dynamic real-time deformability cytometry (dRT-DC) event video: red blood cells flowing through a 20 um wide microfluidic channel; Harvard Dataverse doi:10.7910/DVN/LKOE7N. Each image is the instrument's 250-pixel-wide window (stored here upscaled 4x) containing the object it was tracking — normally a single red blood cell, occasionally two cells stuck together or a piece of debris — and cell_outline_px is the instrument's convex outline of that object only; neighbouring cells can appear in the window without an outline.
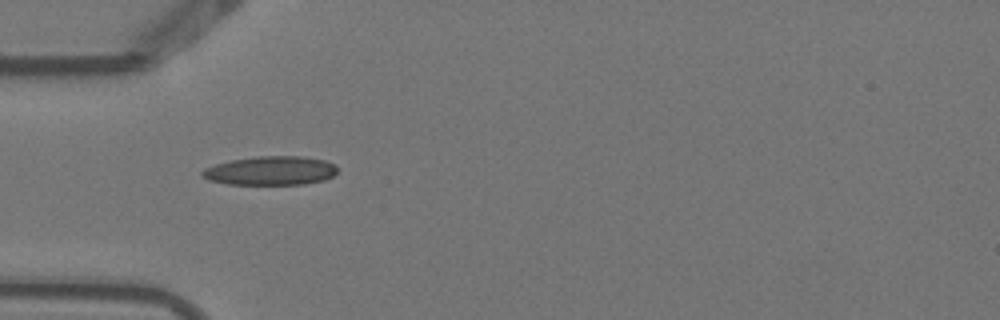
{"species": "Egyptian fruit bat (a non-hibernating species)", "species_latin": "Rousettus aegyptiacus", "temperature_condition": "warm", "stored_images_in_passage": 4, "camera_frame_rate_fps": 3000, "um_per_image_px": 0.085, "animal": {"sex": "female"}, "frame": {"image": 1, "passage_image": 1, "time_ms": 0.0, "image_size_px": [1000, 320], "cell_outline_px": [[340, 168], [332, 176], [324, 180], [304, 184], [228, 184], [208, 180], [200, 176], [200, 172], [204, 168], [216, 164], [232, 160], [256, 156], [300, 156], [324, 160], [336, 164]], "centroid_in_image_um": [23.0, 14.51], "position_along_channel_um": 62.0, "area_um2": 22.89}}
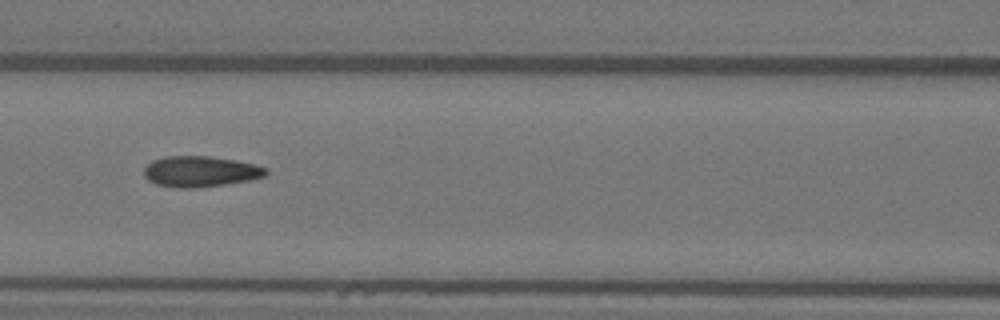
{"frame": {"image": 2, "passage_image": 3, "time_ms": 0.667, "image_size_px": [1000, 320], "cell_outline_px": [[268, 172], [264, 176], [248, 180], [224, 184], [188, 188], [180, 188], [156, 184], [148, 180], [144, 176], [144, 168], [152, 160], [164, 156], [212, 156], [236, 160], [256, 164], [268, 168]], "centroid_in_image_um": [17.03, 14.56], "position_along_channel_um": 149.6, "area_um2": 21.85}}
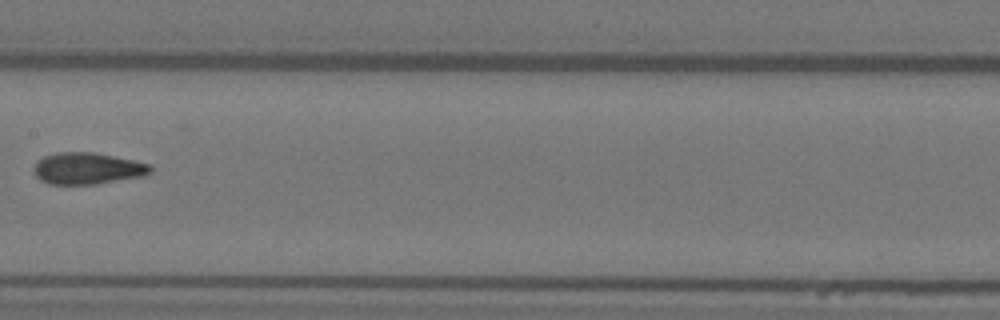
{"frame": {"image": 3, "passage_image": 4, "time_ms": 1.0, "image_size_px": [1000, 320], "cell_outline_px": [[152, 172], [144, 176], [96, 184], [48, 184], [40, 180], [36, 176], [36, 160], [44, 156], [56, 152], [96, 152], [152, 164]], "centroid_in_image_um": [7.47, 14.31], "position_along_channel_um": 199.9, "area_um2": 21.62}}